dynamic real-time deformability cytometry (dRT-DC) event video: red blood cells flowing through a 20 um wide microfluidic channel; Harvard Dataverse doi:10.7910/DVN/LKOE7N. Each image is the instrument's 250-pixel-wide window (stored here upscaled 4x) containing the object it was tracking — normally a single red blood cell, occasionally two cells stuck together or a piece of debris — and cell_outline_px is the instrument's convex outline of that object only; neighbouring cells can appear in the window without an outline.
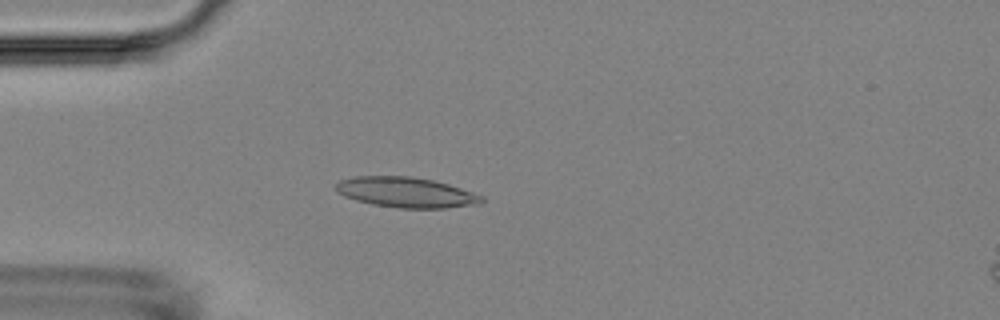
{"species": "Egyptian fruit bat (a non-hibernating species)", "species_latin": "Rousettus aegyptiacus", "temperature_condition": "room temperature", "stored_images_in_passage": 5, "camera_frame_rate_fps": 3000, "um_per_image_px": 0.085, "animal": {"sex": "female"}, "frame": {"image": 1, "passage_image": 4, "time_ms": 3.667, "image_size_px": [1000, 320], "cell_outline_px": [[484, 200], [480, 204], [448, 208], [396, 208], [372, 204], [356, 200], [344, 196], [336, 192], [336, 184], [340, 180], [356, 176], [412, 176], [432, 180], [448, 184], [484, 196]], "centroid_in_image_um": [34.52, 16.35], "position_along_channel_um": 50.5, "area_um2": 25.84}}